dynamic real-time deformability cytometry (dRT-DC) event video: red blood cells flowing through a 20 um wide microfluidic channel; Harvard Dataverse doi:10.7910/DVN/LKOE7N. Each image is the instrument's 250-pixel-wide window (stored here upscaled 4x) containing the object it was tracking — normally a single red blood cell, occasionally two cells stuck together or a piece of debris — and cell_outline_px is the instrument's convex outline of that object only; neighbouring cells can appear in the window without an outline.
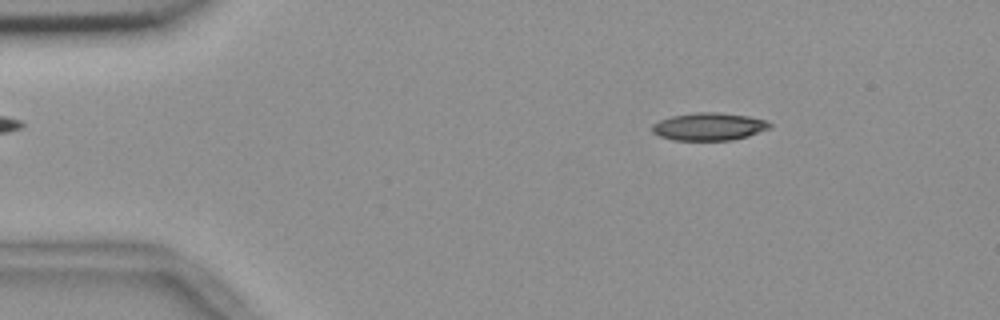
{"species": "common noctule bat (a hibernating species)", "species_latin": "Nyctalus noctula", "temperature_condition": "room temperature", "stored_images_in_passage": 52, "camera_frame_rate_fps": 3000, "um_per_image_px": 0.085, "animal": {"sex": "female", "body_mass_g": 18.4}, "frame": {"image": 1, "passage_image": 5, "time_ms": 1.333, "image_size_px": [1000, 320], "cell_outline_px": [[772, 128], [748, 136], [732, 140], [672, 140], [660, 136], [652, 132], [652, 124], [660, 120], [672, 116], [696, 112], [720, 112], [748, 116], [768, 120], [772, 124]], "centroid_in_image_um": [60.3, 10.75], "position_along_channel_um": 24.7, "area_um2": 19.13}}
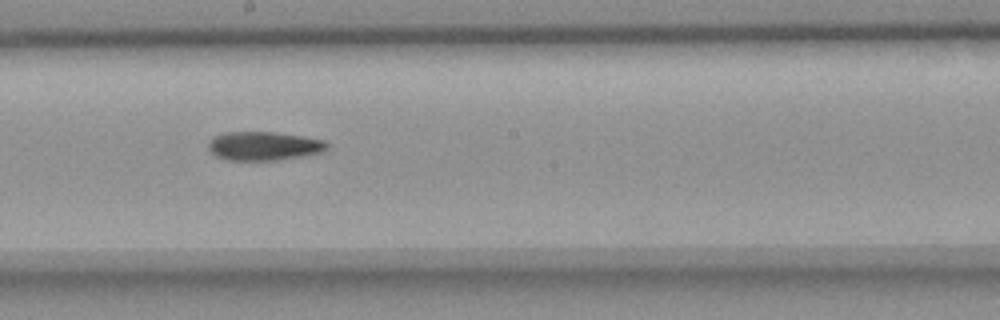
{"frame": {"image": 2, "passage_image": 27, "time_ms": 8.667, "image_size_px": [1000, 320], "cell_outline_px": [[328, 148], [324, 152], [304, 156], [276, 160], [224, 160], [216, 156], [208, 148], [208, 144], [212, 136], [224, 132], [272, 132], [304, 136], [324, 140], [328, 144]], "centroid_in_image_um": [22.43, 12.41], "position_along_channel_um": 225.8, "area_um2": 20.11}}
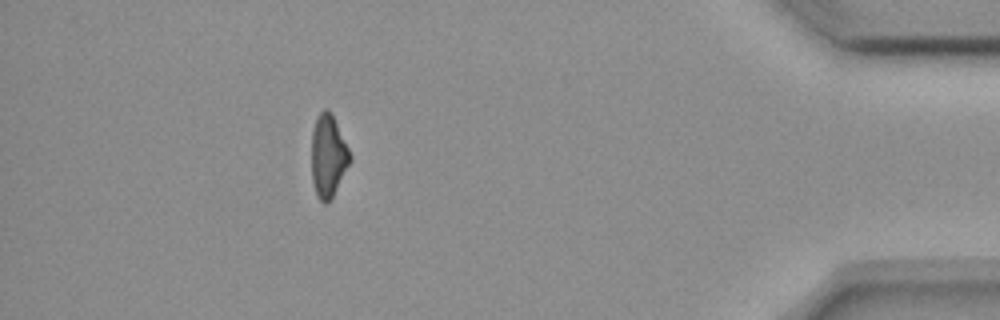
{"frame": {"image": 3, "passage_image": 46, "time_ms": 15.0, "image_size_px": [1000, 320], "cell_outline_px": [[352, 160], [332, 200], [328, 204], [324, 204], [316, 196], [312, 180], [312, 132], [316, 116], [324, 108], [328, 108], [332, 112], [352, 156]], "centroid_in_image_um": [27.91, 13.28], "position_along_channel_um": 407.3, "area_um2": 19.02}, "authors_computed_cell_mechanics": {"area_um2": 19.4497, "velocity_mm_per_s": 3.6851, "shape_relaxation_time_tau1_ms": 7.2758, "shape_relaxation_time_tau2_ms": null, "deformation_change_tau1": 0.1828, "deformation_change_tau2": null}}